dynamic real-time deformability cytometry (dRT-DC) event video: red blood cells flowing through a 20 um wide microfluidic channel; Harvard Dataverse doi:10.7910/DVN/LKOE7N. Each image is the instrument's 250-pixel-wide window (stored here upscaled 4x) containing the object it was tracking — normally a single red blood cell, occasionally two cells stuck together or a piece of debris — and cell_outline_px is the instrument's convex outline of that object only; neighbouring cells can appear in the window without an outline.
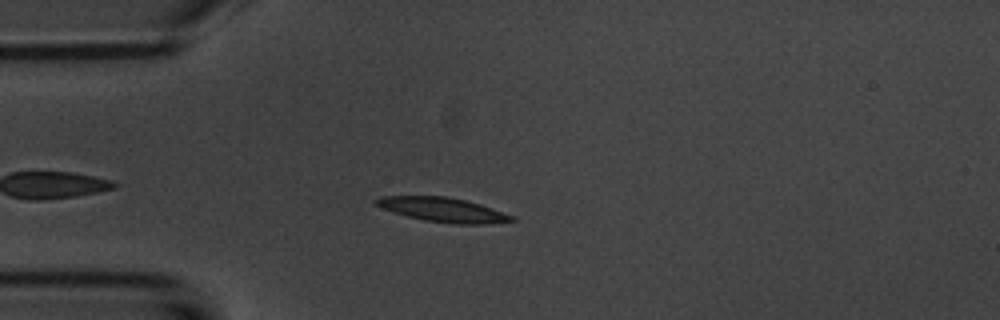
{"species": "common noctule bat (a hibernating species)", "species_latin": "Nyctalus noctula", "temperature_condition": "room temperature", "stored_images_in_passage": 36, "camera_frame_rate_fps": 3000, "um_per_image_px": 0.085, "animal": {"sex": "male", "body_mass_g": 20.1, "forearm_length_mm": 53.5}, "frame": {"image": 1, "passage_image": 6, "time_ms": 1.667, "image_size_px": [1000, 320], "cell_outline_px": [[516, 220], [484, 224], [456, 224], [424, 220], [408, 216], [380, 208], [372, 200], [380, 196], [444, 196], [464, 200], [480, 204], [516, 216]], "centroid_in_image_um": [37.64, 17.82], "position_along_channel_um": 47.4, "area_um2": 19.19}}
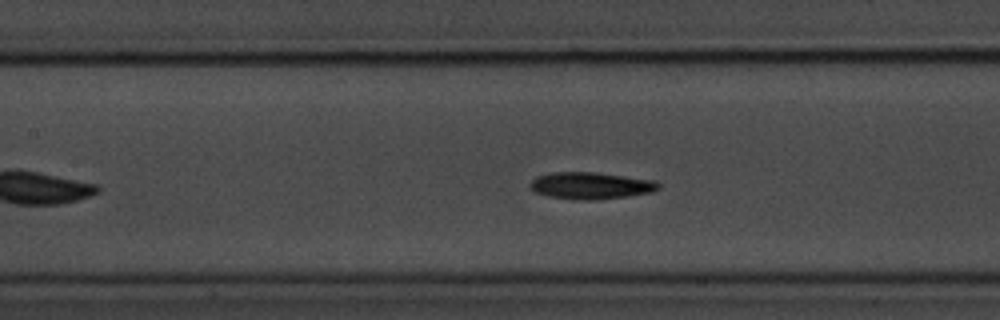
{"frame": {"image": 2, "passage_image": 16, "time_ms": 5.0, "image_size_px": [1000, 320], "cell_outline_px": [[660, 188], [652, 192], [628, 196], [596, 200], [576, 200], [548, 196], [536, 192], [528, 188], [528, 184], [536, 176], [552, 172], [596, 172], [656, 180], [660, 184]], "centroid_in_image_um": [50.21, 15.77], "position_along_channel_um": 157.2, "area_um2": 20.4}}
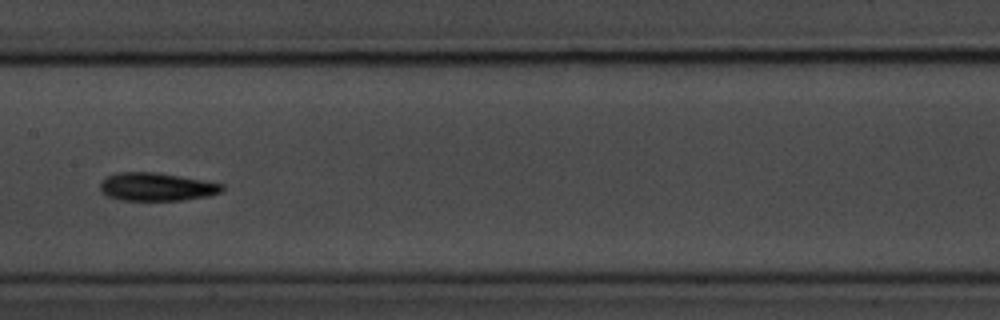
{"frame": {"image": 3, "passage_image": 19, "time_ms": 6.0, "image_size_px": [1000, 320], "cell_outline_px": [[224, 188], [220, 192], [208, 196], [180, 200], [120, 200], [108, 196], [100, 192], [100, 180], [116, 172], [156, 172], [180, 176], [224, 184]], "centroid_in_image_um": [13.26, 15.87], "position_along_channel_um": 194.1, "area_um2": 20.0}, "authors_computed_cell_mechanics": {"area_um2": 19.1896, "velocity_mm_per_s": 3.6887, "shape_relaxation_time_tau1_ms": 2.5764, "shape_relaxation_time_tau2_ms": 3.3008, "deformation_change_tau1": 0.1149, "deformation_change_tau2": 0.0895}}